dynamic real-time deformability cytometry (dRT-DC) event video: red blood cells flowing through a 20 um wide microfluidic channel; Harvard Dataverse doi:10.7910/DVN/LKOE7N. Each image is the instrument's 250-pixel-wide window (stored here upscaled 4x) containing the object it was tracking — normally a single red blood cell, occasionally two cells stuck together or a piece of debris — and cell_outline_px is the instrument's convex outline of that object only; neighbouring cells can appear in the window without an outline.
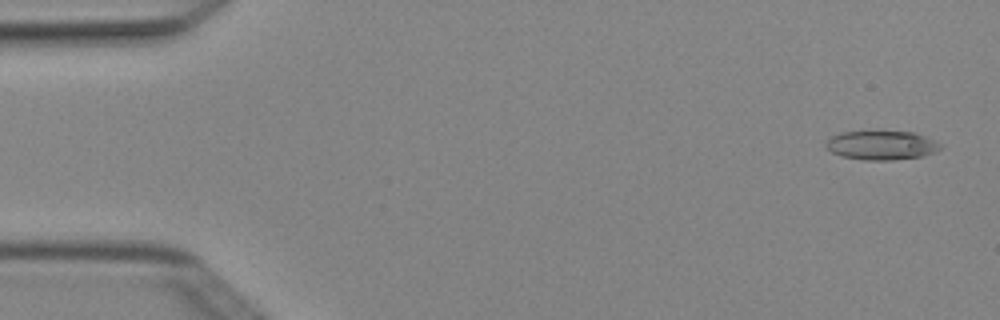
{"species": "Egyptian fruit bat (a non-hibernating species)", "species_latin": "Rousettus aegyptiacus", "temperature_condition": "cold", "stored_images_in_passage": 5, "camera_frame_rate_fps": 3000, "um_per_image_px": 0.085, "animal": {"sex": "female"}, "frame": {"image": 1, "passage_image": 1, "time_ms": 0.0, "image_size_px": [1000, 320], "cell_outline_px": [[944, 144], [936, 152], [924, 156], [892, 160], [864, 160], [844, 156], [832, 152], [824, 144], [832, 136], [840, 132], [912, 132], [924, 136]], "centroid_in_image_um": [74.97, 12.36], "position_along_channel_um": 10.0, "area_um2": 19.19}}